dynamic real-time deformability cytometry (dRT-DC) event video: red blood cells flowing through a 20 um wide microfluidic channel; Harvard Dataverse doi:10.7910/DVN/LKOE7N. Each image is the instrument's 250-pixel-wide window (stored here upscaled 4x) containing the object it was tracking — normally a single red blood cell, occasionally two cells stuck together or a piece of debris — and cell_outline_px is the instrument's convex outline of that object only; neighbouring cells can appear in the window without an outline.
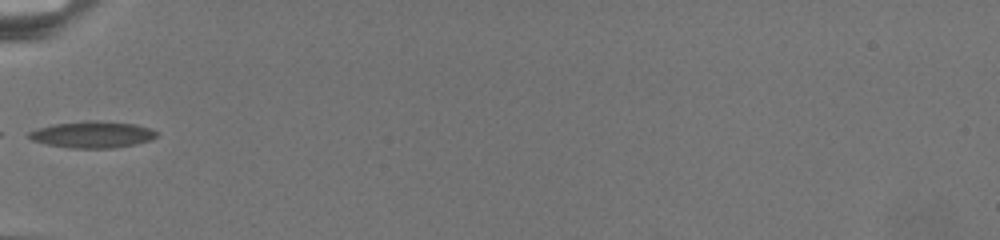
{"species": "common noctule bat (a hibernating species)", "species_latin": "Nyctalus noctula", "temperature_condition": "warm", "stored_images_in_passage": 35, "camera_frame_rate_fps": 3000, "um_per_image_px": 0.085, "animal": {"sex": "female", "body_mass_g": 19.5, "forearm_length_mm": 54.1}, "frame": {"image": 1, "passage_image": 1, "time_ms": 0.0, "image_size_px": [1000, 240], "cell_outline_px": [[156, 136], [152, 140], [136, 144], [112, 148], [72, 148], [48, 144], [32, 140], [24, 136], [28, 132], [36, 128], [52, 124], [88, 120], [96, 120], [136, 124], [148, 128], [156, 132]], "centroid_in_image_um": [7.81, 11.43], "position_along_channel_um": 77.2, "area_um2": 19.88}}